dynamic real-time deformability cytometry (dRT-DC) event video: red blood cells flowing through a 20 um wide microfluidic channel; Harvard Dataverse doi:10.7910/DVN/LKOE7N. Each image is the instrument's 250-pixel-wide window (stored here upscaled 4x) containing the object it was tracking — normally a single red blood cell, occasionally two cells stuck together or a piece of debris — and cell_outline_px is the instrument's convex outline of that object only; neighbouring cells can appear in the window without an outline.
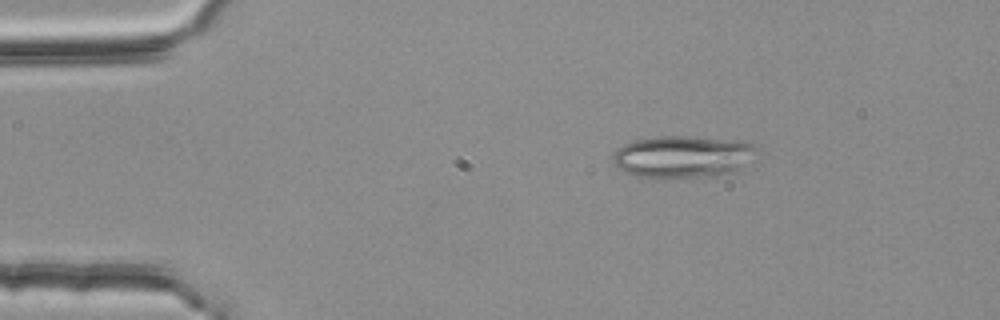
{"species": "common noctule bat (a hibernating species)", "species_latin": "Nyctalus noctula", "temperature_condition": "room temperature", "stored_images_in_passage": 46, "camera_frame_rate_fps": 3000, "um_per_image_px": 0.085, "animal": {"sex": "female", "body_mass_g": 25.1}, "frame": {"image": 1, "passage_image": 1, "time_ms": 0.0, "image_size_px": [1000, 320], "cell_outline_px": [[760, 148], [732, 172], [716, 176], [636, 176], [616, 168], [612, 164], [612, 152], [616, 148], [624, 144], [636, 140], [656, 136], [688, 136], [748, 140]], "centroid_in_image_um": [57.99, 13.27], "position_along_channel_um": 27.0, "area_um2": 35.08}}
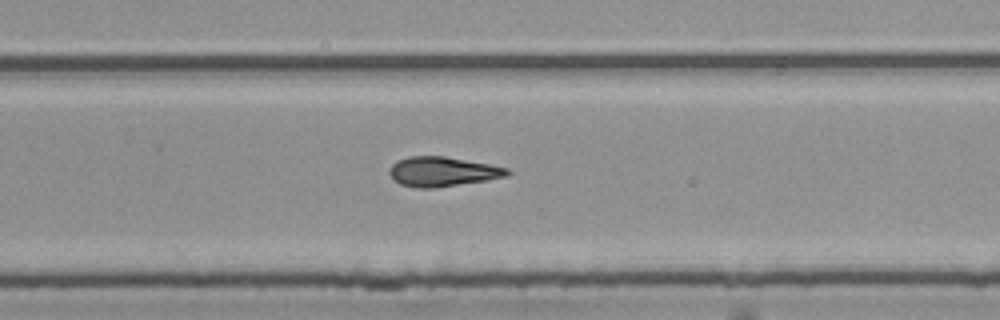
{"frame": {"image": 2, "passage_image": 27, "time_ms": 8.667, "image_size_px": [1000, 320], "cell_outline_px": [[512, 172], [508, 176], [436, 188], [416, 188], [400, 184], [388, 172], [392, 164], [396, 160], [408, 156], [444, 156], [488, 164], [508, 168]], "centroid_in_image_um": [37.6, 14.58], "position_along_channel_um": 292.2, "area_um2": 20.23}}
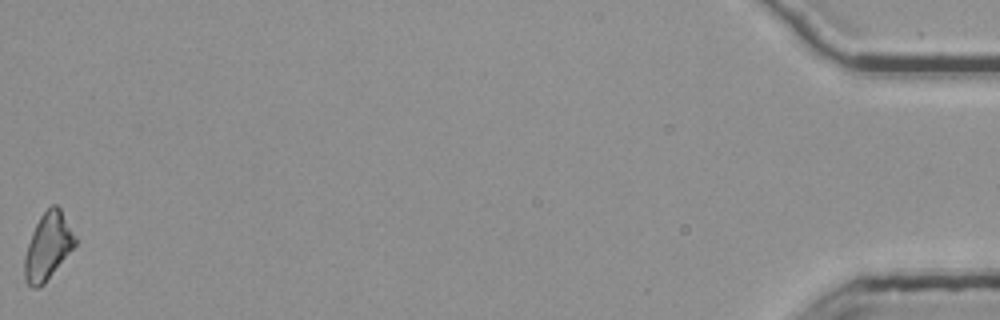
{"frame": {"image": 3, "passage_image": 46, "time_ms": 15.0, "image_size_px": [1000, 320], "cell_outline_px": [[76, 244], [44, 284], [36, 288], [32, 288], [24, 280], [24, 256], [32, 232], [40, 216], [52, 204], [56, 204], [60, 208], [76, 236]], "centroid_in_image_um": [4.06, 20.94], "position_along_channel_um": 431.1, "area_um2": 19.54}, "authors_computed_cell_mechanics": {"area_um2": 19.9988, "velocity_mm_per_s": 3.8017, "shape_relaxation_time_tau1_ms": null, "shape_relaxation_time_tau2_ms": 9.4456, "deformation_change_tau1": null, "deformation_change_tau2": 0.2138}}